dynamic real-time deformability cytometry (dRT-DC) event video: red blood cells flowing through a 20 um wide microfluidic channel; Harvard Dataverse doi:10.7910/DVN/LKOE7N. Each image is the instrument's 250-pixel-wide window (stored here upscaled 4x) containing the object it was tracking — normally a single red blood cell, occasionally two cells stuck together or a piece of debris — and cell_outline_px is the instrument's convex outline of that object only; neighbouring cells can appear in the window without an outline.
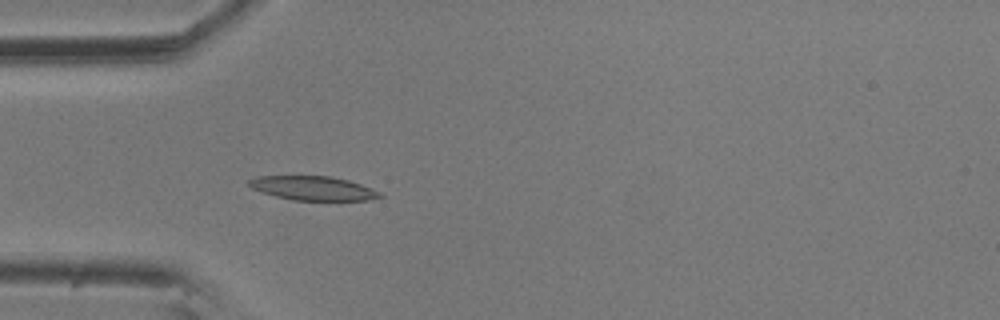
{"species": "common noctule bat (a hibernating species)", "species_latin": "Nyctalus noctula", "temperature_condition": "room temperature", "stored_images_in_passage": 3, "camera_frame_rate_fps": 3000, "um_per_image_px": 0.085, "animal": {"sex": "male", "body_mass_g": 20.5, "forearm_length_mm": 52.5}, "frame": {"image": 1, "passage_image": 3, "time_ms": 0.667, "image_size_px": [1000, 320], "cell_outline_px": [[384, 196], [368, 200], [292, 200], [276, 196], [252, 188], [248, 184], [248, 180], [256, 176], [328, 176], [348, 180], [372, 188], [380, 192]], "centroid_in_image_um": [26.62, 15.99], "position_along_channel_um": 58.4, "area_um2": 18.21}}